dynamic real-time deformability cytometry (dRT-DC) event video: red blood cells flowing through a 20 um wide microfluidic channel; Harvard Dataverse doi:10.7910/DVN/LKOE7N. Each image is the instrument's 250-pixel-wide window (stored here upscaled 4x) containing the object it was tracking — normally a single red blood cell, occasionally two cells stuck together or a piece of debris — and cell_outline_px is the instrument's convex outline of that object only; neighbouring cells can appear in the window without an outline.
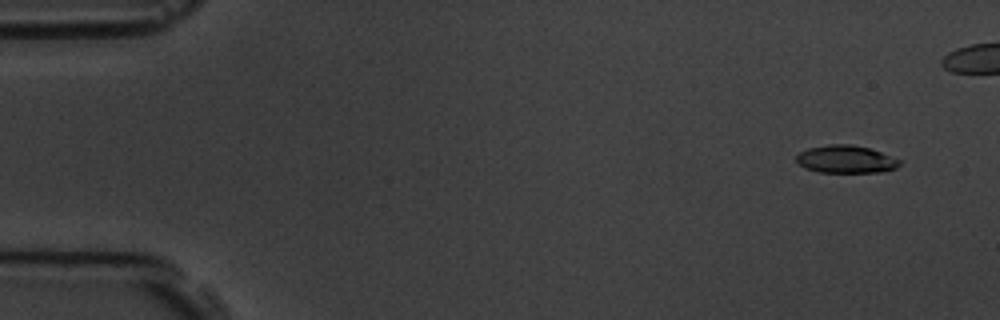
{"species": "common noctule bat (a hibernating species)", "species_latin": "Nyctalus noctula", "temperature_condition": "room temperature", "stored_images_in_passage": 6, "camera_frame_rate_fps": 3000, "um_per_image_px": 0.085, "animal": {"sex": "male", "body_mass_g": 19.5, "forearm_length_mm": 54.6}, "frame": {"image": 1, "passage_image": 1, "time_ms": 0.0, "image_size_px": [1000, 320], "cell_outline_px": [[904, 160], [896, 168], [880, 172], [820, 172], [804, 168], [796, 160], [796, 156], [800, 152], [808, 148], [828, 144], [852, 144], [868, 148]], "centroid_in_image_um": [71.92, 13.53], "position_along_channel_um": 13.1, "area_um2": 16.7}}